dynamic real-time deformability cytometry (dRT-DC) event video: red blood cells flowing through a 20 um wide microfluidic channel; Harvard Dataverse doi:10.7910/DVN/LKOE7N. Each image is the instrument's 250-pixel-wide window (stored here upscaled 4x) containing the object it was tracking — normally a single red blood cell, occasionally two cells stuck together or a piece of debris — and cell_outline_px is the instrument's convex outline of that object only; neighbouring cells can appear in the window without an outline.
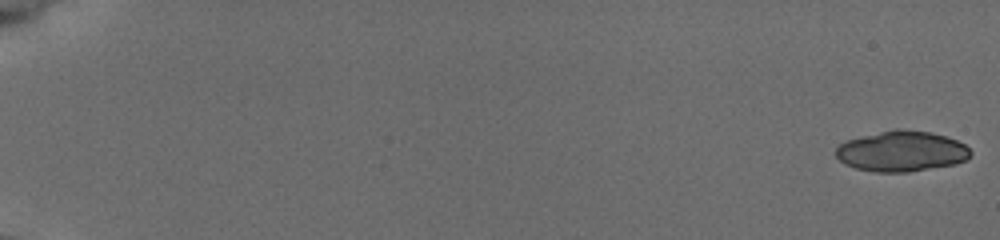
{"species": "common noctule bat (a hibernating species)", "species_latin": "Nyctalus noctula", "temperature_condition": "cold", "stored_images_in_passage": 27, "camera_frame_rate_fps": 3000, "um_per_image_px": 0.085, "animal": {"sex": "female", "body_mass_g": 19.5, "forearm_length_mm": 54.1}, "frame": {"image": 1, "passage_image": 1, "time_ms": 0.0, "image_size_px": [1000, 240], "cell_outline_px": [[972, 152], [964, 160], [956, 164], [908, 172], [876, 172], [856, 168], [844, 164], [836, 156], [836, 148], [840, 144], [848, 140], [896, 128], [900, 128], [932, 132], [956, 140], [964, 144]], "centroid_in_image_um": [76.63, 12.86], "position_along_channel_um": 8.4, "area_um2": 31.62}}